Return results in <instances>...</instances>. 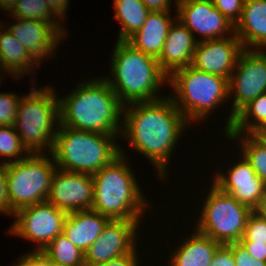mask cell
I'll list each match as a JSON object with an SVG mask.
<instances>
[{
	"instance_id": "obj_45",
	"label": "cell",
	"mask_w": 266,
	"mask_h": 266,
	"mask_svg": "<svg viewBox=\"0 0 266 266\" xmlns=\"http://www.w3.org/2000/svg\"><path fill=\"white\" fill-rule=\"evenodd\" d=\"M2 20H0V33L3 31V29H5L4 27H6L5 25V23H2L1 22ZM2 24H4V25H2Z\"/></svg>"
},
{
	"instance_id": "obj_28",
	"label": "cell",
	"mask_w": 266,
	"mask_h": 266,
	"mask_svg": "<svg viewBox=\"0 0 266 266\" xmlns=\"http://www.w3.org/2000/svg\"><path fill=\"white\" fill-rule=\"evenodd\" d=\"M47 258L67 266H85L84 253L62 233L41 251Z\"/></svg>"
},
{
	"instance_id": "obj_15",
	"label": "cell",
	"mask_w": 266,
	"mask_h": 266,
	"mask_svg": "<svg viewBox=\"0 0 266 266\" xmlns=\"http://www.w3.org/2000/svg\"><path fill=\"white\" fill-rule=\"evenodd\" d=\"M243 50L236 34L221 39L198 41L191 66L229 80Z\"/></svg>"
},
{
	"instance_id": "obj_22",
	"label": "cell",
	"mask_w": 266,
	"mask_h": 266,
	"mask_svg": "<svg viewBox=\"0 0 266 266\" xmlns=\"http://www.w3.org/2000/svg\"><path fill=\"white\" fill-rule=\"evenodd\" d=\"M192 236L182 240V244L173 248L169 255L170 266H209L217 249L222 245L196 229Z\"/></svg>"
},
{
	"instance_id": "obj_19",
	"label": "cell",
	"mask_w": 266,
	"mask_h": 266,
	"mask_svg": "<svg viewBox=\"0 0 266 266\" xmlns=\"http://www.w3.org/2000/svg\"><path fill=\"white\" fill-rule=\"evenodd\" d=\"M109 221L108 217L92 209L67 213L63 234L85 253Z\"/></svg>"
},
{
	"instance_id": "obj_20",
	"label": "cell",
	"mask_w": 266,
	"mask_h": 266,
	"mask_svg": "<svg viewBox=\"0 0 266 266\" xmlns=\"http://www.w3.org/2000/svg\"><path fill=\"white\" fill-rule=\"evenodd\" d=\"M235 34L244 49L266 48V0H245ZM257 47V48H256Z\"/></svg>"
},
{
	"instance_id": "obj_40",
	"label": "cell",
	"mask_w": 266,
	"mask_h": 266,
	"mask_svg": "<svg viewBox=\"0 0 266 266\" xmlns=\"http://www.w3.org/2000/svg\"><path fill=\"white\" fill-rule=\"evenodd\" d=\"M51 11L63 21L68 9L69 0H45ZM66 11V12H65Z\"/></svg>"
},
{
	"instance_id": "obj_30",
	"label": "cell",
	"mask_w": 266,
	"mask_h": 266,
	"mask_svg": "<svg viewBox=\"0 0 266 266\" xmlns=\"http://www.w3.org/2000/svg\"><path fill=\"white\" fill-rule=\"evenodd\" d=\"M240 241L266 244V219L253 211L247 219L245 231Z\"/></svg>"
},
{
	"instance_id": "obj_12",
	"label": "cell",
	"mask_w": 266,
	"mask_h": 266,
	"mask_svg": "<svg viewBox=\"0 0 266 266\" xmlns=\"http://www.w3.org/2000/svg\"><path fill=\"white\" fill-rule=\"evenodd\" d=\"M141 220H110L84 253L85 266H95L137 249ZM137 237V238H136Z\"/></svg>"
},
{
	"instance_id": "obj_38",
	"label": "cell",
	"mask_w": 266,
	"mask_h": 266,
	"mask_svg": "<svg viewBox=\"0 0 266 266\" xmlns=\"http://www.w3.org/2000/svg\"><path fill=\"white\" fill-rule=\"evenodd\" d=\"M248 252L257 260L266 262V244L253 243L251 241H240Z\"/></svg>"
},
{
	"instance_id": "obj_46",
	"label": "cell",
	"mask_w": 266,
	"mask_h": 266,
	"mask_svg": "<svg viewBox=\"0 0 266 266\" xmlns=\"http://www.w3.org/2000/svg\"><path fill=\"white\" fill-rule=\"evenodd\" d=\"M183 1H186V0H175V3L174 4H179V3H181V2H183Z\"/></svg>"
},
{
	"instance_id": "obj_32",
	"label": "cell",
	"mask_w": 266,
	"mask_h": 266,
	"mask_svg": "<svg viewBox=\"0 0 266 266\" xmlns=\"http://www.w3.org/2000/svg\"><path fill=\"white\" fill-rule=\"evenodd\" d=\"M245 0H212L213 5L231 23L236 25L240 20Z\"/></svg>"
},
{
	"instance_id": "obj_24",
	"label": "cell",
	"mask_w": 266,
	"mask_h": 266,
	"mask_svg": "<svg viewBox=\"0 0 266 266\" xmlns=\"http://www.w3.org/2000/svg\"><path fill=\"white\" fill-rule=\"evenodd\" d=\"M113 3L114 19L121 25L117 39L127 41L142 27L150 11L141 0H114Z\"/></svg>"
},
{
	"instance_id": "obj_3",
	"label": "cell",
	"mask_w": 266,
	"mask_h": 266,
	"mask_svg": "<svg viewBox=\"0 0 266 266\" xmlns=\"http://www.w3.org/2000/svg\"><path fill=\"white\" fill-rule=\"evenodd\" d=\"M111 60V74L103 78L124 106L165 97L159 93L161 87L168 84V76L161 70L156 58L135 49L127 41L117 40Z\"/></svg>"
},
{
	"instance_id": "obj_41",
	"label": "cell",
	"mask_w": 266,
	"mask_h": 266,
	"mask_svg": "<svg viewBox=\"0 0 266 266\" xmlns=\"http://www.w3.org/2000/svg\"><path fill=\"white\" fill-rule=\"evenodd\" d=\"M256 214H258L263 219H266V189L263 197L260 199L259 205L254 210Z\"/></svg>"
},
{
	"instance_id": "obj_35",
	"label": "cell",
	"mask_w": 266,
	"mask_h": 266,
	"mask_svg": "<svg viewBox=\"0 0 266 266\" xmlns=\"http://www.w3.org/2000/svg\"><path fill=\"white\" fill-rule=\"evenodd\" d=\"M209 266H236L231 248L222 244L216 251Z\"/></svg>"
},
{
	"instance_id": "obj_37",
	"label": "cell",
	"mask_w": 266,
	"mask_h": 266,
	"mask_svg": "<svg viewBox=\"0 0 266 266\" xmlns=\"http://www.w3.org/2000/svg\"><path fill=\"white\" fill-rule=\"evenodd\" d=\"M137 250L95 266H139Z\"/></svg>"
},
{
	"instance_id": "obj_10",
	"label": "cell",
	"mask_w": 266,
	"mask_h": 266,
	"mask_svg": "<svg viewBox=\"0 0 266 266\" xmlns=\"http://www.w3.org/2000/svg\"><path fill=\"white\" fill-rule=\"evenodd\" d=\"M228 85L229 98L234 97V100L224 126V134L231 128L234 116L244 106L266 93V49H244L238 57Z\"/></svg>"
},
{
	"instance_id": "obj_39",
	"label": "cell",
	"mask_w": 266,
	"mask_h": 266,
	"mask_svg": "<svg viewBox=\"0 0 266 266\" xmlns=\"http://www.w3.org/2000/svg\"><path fill=\"white\" fill-rule=\"evenodd\" d=\"M149 11L171 12L172 0H141Z\"/></svg>"
},
{
	"instance_id": "obj_6",
	"label": "cell",
	"mask_w": 266,
	"mask_h": 266,
	"mask_svg": "<svg viewBox=\"0 0 266 266\" xmlns=\"http://www.w3.org/2000/svg\"><path fill=\"white\" fill-rule=\"evenodd\" d=\"M51 87H32L18 104L14 128L30 153H51L53 149L60 113L59 97Z\"/></svg>"
},
{
	"instance_id": "obj_2",
	"label": "cell",
	"mask_w": 266,
	"mask_h": 266,
	"mask_svg": "<svg viewBox=\"0 0 266 266\" xmlns=\"http://www.w3.org/2000/svg\"><path fill=\"white\" fill-rule=\"evenodd\" d=\"M123 107L102 76L91 78L79 82L71 93L59 98L60 124L76 130L119 136Z\"/></svg>"
},
{
	"instance_id": "obj_9",
	"label": "cell",
	"mask_w": 266,
	"mask_h": 266,
	"mask_svg": "<svg viewBox=\"0 0 266 266\" xmlns=\"http://www.w3.org/2000/svg\"><path fill=\"white\" fill-rule=\"evenodd\" d=\"M210 188L194 229L220 244L240 242L253 211L213 183Z\"/></svg>"
},
{
	"instance_id": "obj_42",
	"label": "cell",
	"mask_w": 266,
	"mask_h": 266,
	"mask_svg": "<svg viewBox=\"0 0 266 266\" xmlns=\"http://www.w3.org/2000/svg\"><path fill=\"white\" fill-rule=\"evenodd\" d=\"M17 1L18 0H0V9L4 10V13L8 11V13H10Z\"/></svg>"
},
{
	"instance_id": "obj_26",
	"label": "cell",
	"mask_w": 266,
	"mask_h": 266,
	"mask_svg": "<svg viewBox=\"0 0 266 266\" xmlns=\"http://www.w3.org/2000/svg\"><path fill=\"white\" fill-rule=\"evenodd\" d=\"M10 13V17L50 22L64 37H67V30L62 26L64 23L51 11L45 0H18Z\"/></svg>"
},
{
	"instance_id": "obj_29",
	"label": "cell",
	"mask_w": 266,
	"mask_h": 266,
	"mask_svg": "<svg viewBox=\"0 0 266 266\" xmlns=\"http://www.w3.org/2000/svg\"><path fill=\"white\" fill-rule=\"evenodd\" d=\"M29 154L30 152L21 143V139L14 126H0V158L5 157L6 159L8 157V161H4V163L20 161Z\"/></svg>"
},
{
	"instance_id": "obj_31",
	"label": "cell",
	"mask_w": 266,
	"mask_h": 266,
	"mask_svg": "<svg viewBox=\"0 0 266 266\" xmlns=\"http://www.w3.org/2000/svg\"><path fill=\"white\" fill-rule=\"evenodd\" d=\"M20 97L16 93H0V126H14Z\"/></svg>"
},
{
	"instance_id": "obj_25",
	"label": "cell",
	"mask_w": 266,
	"mask_h": 266,
	"mask_svg": "<svg viewBox=\"0 0 266 266\" xmlns=\"http://www.w3.org/2000/svg\"><path fill=\"white\" fill-rule=\"evenodd\" d=\"M266 126V93L244 106L235 116L226 134H252Z\"/></svg>"
},
{
	"instance_id": "obj_7",
	"label": "cell",
	"mask_w": 266,
	"mask_h": 266,
	"mask_svg": "<svg viewBox=\"0 0 266 266\" xmlns=\"http://www.w3.org/2000/svg\"><path fill=\"white\" fill-rule=\"evenodd\" d=\"M173 95H169L186 121L201 122L229 98L228 79L199 71L191 65L168 77Z\"/></svg>"
},
{
	"instance_id": "obj_34",
	"label": "cell",
	"mask_w": 266,
	"mask_h": 266,
	"mask_svg": "<svg viewBox=\"0 0 266 266\" xmlns=\"http://www.w3.org/2000/svg\"><path fill=\"white\" fill-rule=\"evenodd\" d=\"M11 215V205L7 189L6 163H0V214Z\"/></svg>"
},
{
	"instance_id": "obj_23",
	"label": "cell",
	"mask_w": 266,
	"mask_h": 266,
	"mask_svg": "<svg viewBox=\"0 0 266 266\" xmlns=\"http://www.w3.org/2000/svg\"><path fill=\"white\" fill-rule=\"evenodd\" d=\"M40 65L5 27L0 33V73L5 72L21 80L23 75L34 73V66L40 67Z\"/></svg>"
},
{
	"instance_id": "obj_44",
	"label": "cell",
	"mask_w": 266,
	"mask_h": 266,
	"mask_svg": "<svg viewBox=\"0 0 266 266\" xmlns=\"http://www.w3.org/2000/svg\"><path fill=\"white\" fill-rule=\"evenodd\" d=\"M45 266H67V265H62L60 263L54 262L45 256Z\"/></svg>"
},
{
	"instance_id": "obj_14",
	"label": "cell",
	"mask_w": 266,
	"mask_h": 266,
	"mask_svg": "<svg viewBox=\"0 0 266 266\" xmlns=\"http://www.w3.org/2000/svg\"><path fill=\"white\" fill-rule=\"evenodd\" d=\"M93 193L91 174L56 169L46 201L66 213L90 210Z\"/></svg>"
},
{
	"instance_id": "obj_13",
	"label": "cell",
	"mask_w": 266,
	"mask_h": 266,
	"mask_svg": "<svg viewBox=\"0 0 266 266\" xmlns=\"http://www.w3.org/2000/svg\"><path fill=\"white\" fill-rule=\"evenodd\" d=\"M174 11L177 19L193 35L198 33L203 36L199 37V41L221 39L235 34V25L215 8L212 0H186L177 4Z\"/></svg>"
},
{
	"instance_id": "obj_1",
	"label": "cell",
	"mask_w": 266,
	"mask_h": 266,
	"mask_svg": "<svg viewBox=\"0 0 266 266\" xmlns=\"http://www.w3.org/2000/svg\"><path fill=\"white\" fill-rule=\"evenodd\" d=\"M122 119L120 136L137 153L146 156L162 180L166 179L172 152L189 124L185 116L166 96L125 105Z\"/></svg>"
},
{
	"instance_id": "obj_8",
	"label": "cell",
	"mask_w": 266,
	"mask_h": 266,
	"mask_svg": "<svg viewBox=\"0 0 266 266\" xmlns=\"http://www.w3.org/2000/svg\"><path fill=\"white\" fill-rule=\"evenodd\" d=\"M49 153H30L24 159L6 164L11 216L18 210L46 201L57 169Z\"/></svg>"
},
{
	"instance_id": "obj_16",
	"label": "cell",
	"mask_w": 266,
	"mask_h": 266,
	"mask_svg": "<svg viewBox=\"0 0 266 266\" xmlns=\"http://www.w3.org/2000/svg\"><path fill=\"white\" fill-rule=\"evenodd\" d=\"M240 156V160L231 165L226 173L221 170L215 172L212 183L254 211L264 195L266 184L256 175L246 158L242 154Z\"/></svg>"
},
{
	"instance_id": "obj_17",
	"label": "cell",
	"mask_w": 266,
	"mask_h": 266,
	"mask_svg": "<svg viewBox=\"0 0 266 266\" xmlns=\"http://www.w3.org/2000/svg\"><path fill=\"white\" fill-rule=\"evenodd\" d=\"M11 19L17 22L8 24L6 28L40 64L44 58L55 56L54 51L61 44L59 41L65 37L50 22L17 17Z\"/></svg>"
},
{
	"instance_id": "obj_11",
	"label": "cell",
	"mask_w": 266,
	"mask_h": 266,
	"mask_svg": "<svg viewBox=\"0 0 266 266\" xmlns=\"http://www.w3.org/2000/svg\"><path fill=\"white\" fill-rule=\"evenodd\" d=\"M14 216L17 220L8 231L36 243L33 252H38L63 233L67 213L44 201L22 208Z\"/></svg>"
},
{
	"instance_id": "obj_27",
	"label": "cell",
	"mask_w": 266,
	"mask_h": 266,
	"mask_svg": "<svg viewBox=\"0 0 266 266\" xmlns=\"http://www.w3.org/2000/svg\"><path fill=\"white\" fill-rule=\"evenodd\" d=\"M226 138L241 143L240 152L250 163L256 175L266 184V147L252 134H225ZM240 140V142H239Z\"/></svg>"
},
{
	"instance_id": "obj_5",
	"label": "cell",
	"mask_w": 266,
	"mask_h": 266,
	"mask_svg": "<svg viewBox=\"0 0 266 266\" xmlns=\"http://www.w3.org/2000/svg\"><path fill=\"white\" fill-rule=\"evenodd\" d=\"M116 137L59 124L49 156L57 169L94 175L120 155Z\"/></svg>"
},
{
	"instance_id": "obj_18",
	"label": "cell",
	"mask_w": 266,
	"mask_h": 266,
	"mask_svg": "<svg viewBox=\"0 0 266 266\" xmlns=\"http://www.w3.org/2000/svg\"><path fill=\"white\" fill-rule=\"evenodd\" d=\"M174 22L169 28L166 41L159 56L161 70L169 77L174 71L192 64L199 39L173 15Z\"/></svg>"
},
{
	"instance_id": "obj_4",
	"label": "cell",
	"mask_w": 266,
	"mask_h": 266,
	"mask_svg": "<svg viewBox=\"0 0 266 266\" xmlns=\"http://www.w3.org/2000/svg\"><path fill=\"white\" fill-rule=\"evenodd\" d=\"M125 155L120 146V155L92 175L94 193L91 209L110 220H142L149 202L144 198Z\"/></svg>"
},
{
	"instance_id": "obj_36",
	"label": "cell",
	"mask_w": 266,
	"mask_h": 266,
	"mask_svg": "<svg viewBox=\"0 0 266 266\" xmlns=\"http://www.w3.org/2000/svg\"><path fill=\"white\" fill-rule=\"evenodd\" d=\"M14 266H45V255L41 252L30 251L18 258Z\"/></svg>"
},
{
	"instance_id": "obj_21",
	"label": "cell",
	"mask_w": 266,
	"mask_h": 266,
	"mask_svg": "<svg viewBox=\"0 0 266 266\" xmlns=\"http://www.w3.org/2000/svg\"><path fill=\"white\" fill-rule=\"evenodd\" d=\"M172 12L150 11L142 27L127 42L146 55L159 58L172 23ZM172 17V18H171Z\"/></svg>"
},
{
	"instance_id": "obj_43",
	"label": "cell",
	"mask_w": 266,
	"mask_h": 266,
	"mask_svg": "<svg viewBox=\"0 0 266 266\" xmlns=\"http://www.w3.org/2000/svg\"><path fill=\"white\" fill-rule=\"evenodd\" d=\"M252 135L266 147V126L256 130Z\"/></svg>"
},
{
	"instance_id": "obj_33",
	"label": "cell",
	"mask_w": 266,
	"mask_h": 266,
	"mask_svg": "<svg viewBox=\"0 0 266 266\" xmlns=\"http://www.w3.org/2000/svg\"><path fill=\"white\" fill-rule=\"evenodd\" d=\"M227 245L231 248L236 266H266L265 261L252 257L241 242H233Z\"/></svg>"
}]
</instances>
